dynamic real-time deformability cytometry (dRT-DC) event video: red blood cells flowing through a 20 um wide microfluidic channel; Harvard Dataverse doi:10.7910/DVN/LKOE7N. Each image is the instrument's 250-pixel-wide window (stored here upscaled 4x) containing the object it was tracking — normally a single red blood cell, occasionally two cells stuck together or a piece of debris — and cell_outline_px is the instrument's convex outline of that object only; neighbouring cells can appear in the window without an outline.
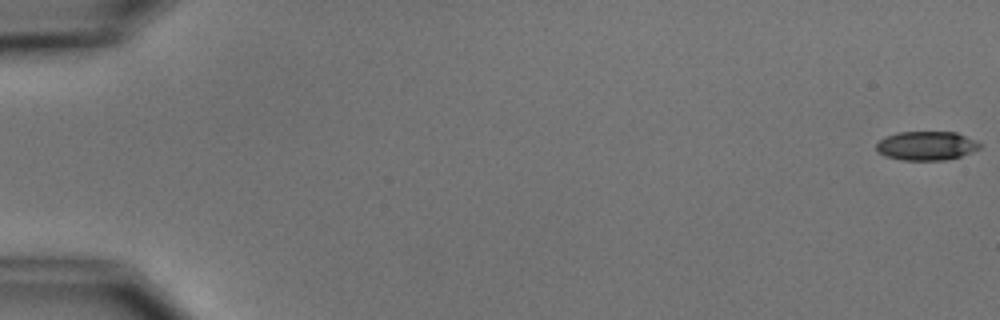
{"species": "common noctule bat (a hibernating species)", "species_latin": "Nyctalus noctula", "temperature_condition": "cold", "stored_images_in_passage": 8, "camera_frame_rate_fps": 3000, "um_per_image_px": 0.085, "animal": {"sex": "male", "body_mass_g": 15.6}, "frame": {"image": 1, "passage_image": 1, "time_ms": 0.0, "image_size_px": [1000, 320], "cell_outline_px": [[984, 144], [980, 148], [972, 152], [960, 156], [944, 160], [904, 160], [884, 156], [876, 148], [876, 144], [880, 140], [888, 136], [900, 132], [956, 132], [976, 140]], "centroid_in_image_um": [78.8, 12.39], "position_along_channel_um": 6.2, "area_um2": 17.4}}
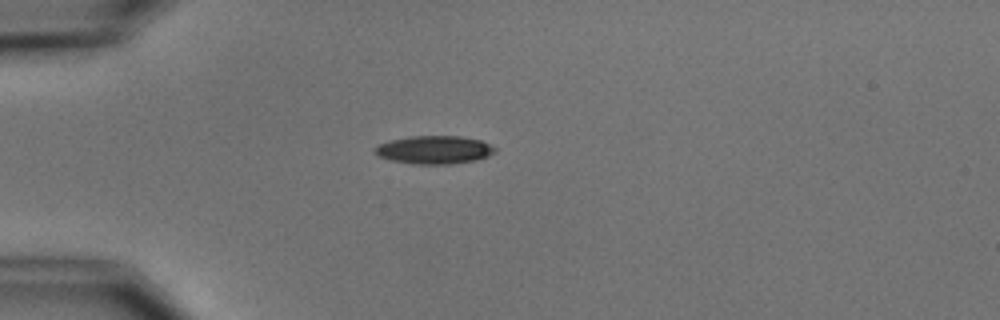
{"frame": {"image": 2, "passage_image": 5, "time_ms": 5.0, "image_size_px": [1000, 320], "cell_outline_px": [[496, 152], [488, 156], [476, 160], [452, 164], [412, 164], [392, 160], [380, 156], [372, 152], [372, 148], [388, 140], [408, 136], [460, 136], [480, 140], [496, 148]], "centroid_in_image_um": [36.88, 12.73], "position_along_channel_um": 48.1, "area_um2": 19.83}}
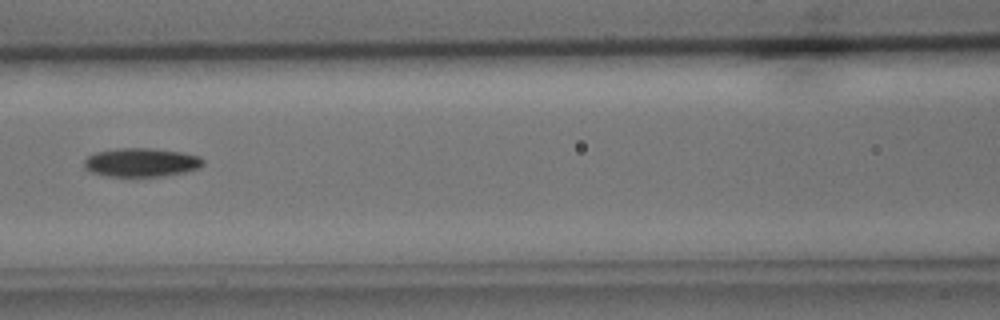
{"frame": {"image": 3, "passage_image": 8, "time_ms": 8.333, "image_size_px": [1000, 320], "cell_outline_px": [[204, 164], [200, 168], [184, 172], [164, 176], [108, 176], [92, 172], [84, 168], [84, 160], [88, 156], [96, 152], [120, 148], [152, 148], [184, 152], [200, 156], [204, 160]], "centroid_in_image_um": [12.05, 13.8], "position_along_channel_um": 154.6, "area_um2": 20.0}}